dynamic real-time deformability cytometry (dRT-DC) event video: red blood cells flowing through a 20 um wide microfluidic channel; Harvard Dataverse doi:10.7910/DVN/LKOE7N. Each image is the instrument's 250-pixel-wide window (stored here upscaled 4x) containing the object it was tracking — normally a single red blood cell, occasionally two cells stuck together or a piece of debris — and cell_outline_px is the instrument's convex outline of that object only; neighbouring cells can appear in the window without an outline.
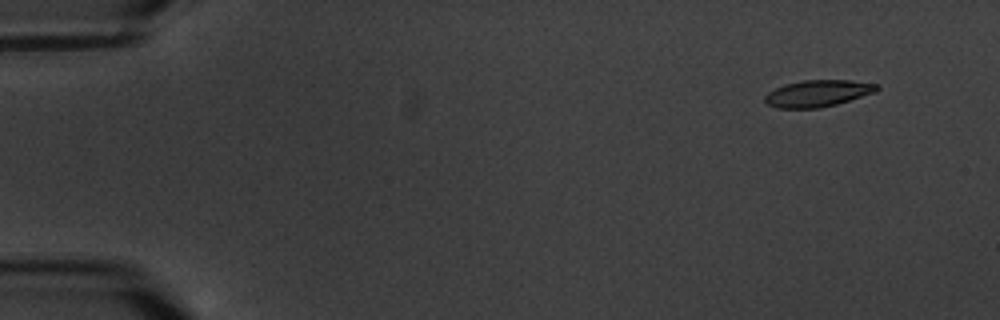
{"species": "common noctule bat (a hibernating species)", "species_latin": "Nyctalus noctula", "temperature_condition": "warm", "stored_images_in_passage": 6, "camera_frame_rate_fps": 3000, "um_per_image_px": 0.085, "animal": {"sex": "male", "body_mass_g": 20.1, "forearm_length_mm": 53.5}, "frame": {"image": 1, "passage_image": 2, "time_ms": 1.333, "image_size_px": [1000, 320], "cell_outline_px": [[880, 88], [876, 92], [836, 104], [820, 108], [776, 108], [768, 104], [764, 100], [764, 96], [768, 92], [776, 88], [788, 84], [804, 80], [848, 80], [880, 84]], "centroid_in_image_um": [69.54, 7.94], "position_along_channel_um": 15.5, "area_um2": 17.34}}
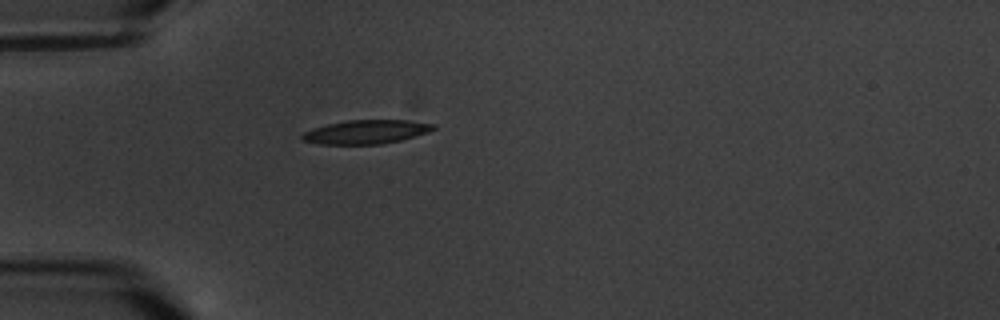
{"frame": {"image": 2, "passage_image": 6, "time_ms": 5.667, "image_size_px": [1000, 320], "cell_outline_px": [[436, 128], [428, 132], [400, 140], [380, 144], [320, 144], [304, 140], [300, 136], [304, 132], [312, 128], [328, 124], [348, 120], [408, 120], [436, 124]], "centroid_in_image_um": [31.13, 11.2], "position_along_channel_um": 53.9, "area_um2": 18.09}}